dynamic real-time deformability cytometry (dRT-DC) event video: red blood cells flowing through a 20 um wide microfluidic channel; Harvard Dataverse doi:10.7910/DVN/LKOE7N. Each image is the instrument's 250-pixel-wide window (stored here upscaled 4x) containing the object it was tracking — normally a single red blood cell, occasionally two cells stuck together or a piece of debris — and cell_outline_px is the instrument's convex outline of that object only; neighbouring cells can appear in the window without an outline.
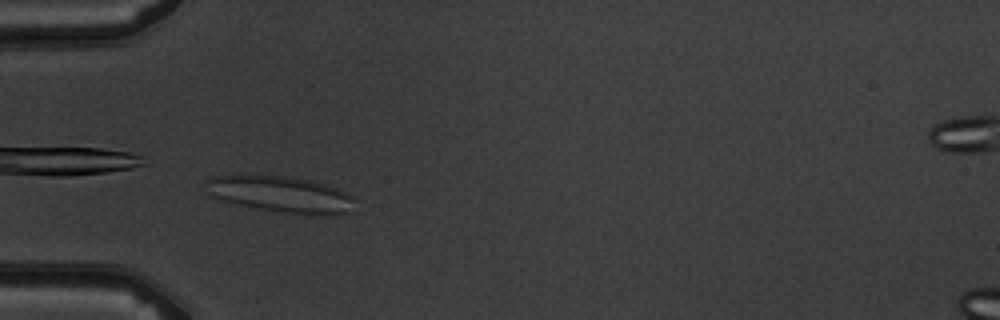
{"species": "common noctule bat (a hibernating species)", "species_latin": "Nyctalus noctula", "temperature_condition": "warm", "stored_images_in_passage": 7, "camera_frame_rate_fps": 3000, "um_per_image_px": 0.085, "animal": {"sex": "male", "body_mass_g": 19.5, "forearm_length_mm": 54.6}, "frame": {"image": 1, "passage_image": 3, "time_ms": 2.333, "image_size_px": [1000, 320], "cell_outline_px": [[356, 212], [284, 212], [240, 204], [208, 196], [204, 180], [216, 176], [288, 176], [308, 180], [324, 184], [348, 192], [352, 196]], "centroid_in_image_um": [23.83, 16.47], "position_along_channel_um": 61.2, "area_um2": 30.23}}
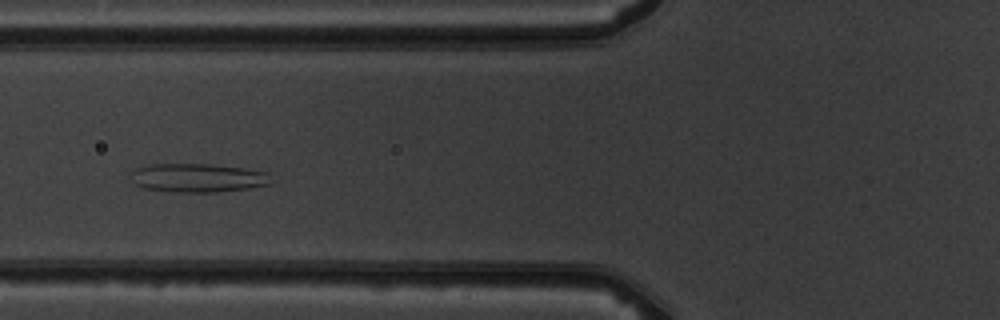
{"frame": {"image": 2, "passage_image": 4, "time_ms": 3.667, "image_size_px": [1000, 320], "cell_outline_px": [[272, 184], [248, 188], [216, 192], [172, 192], [144, 188], [136, 184], [132, 180], [132, 172], [136, 168], [148, 164], [212, 164], [244, 168], [268, 172]], "centroid_in_image_um": [16.83, 15.11], "position_along_channel_um": 109.0, "area_um2": 23.52}}
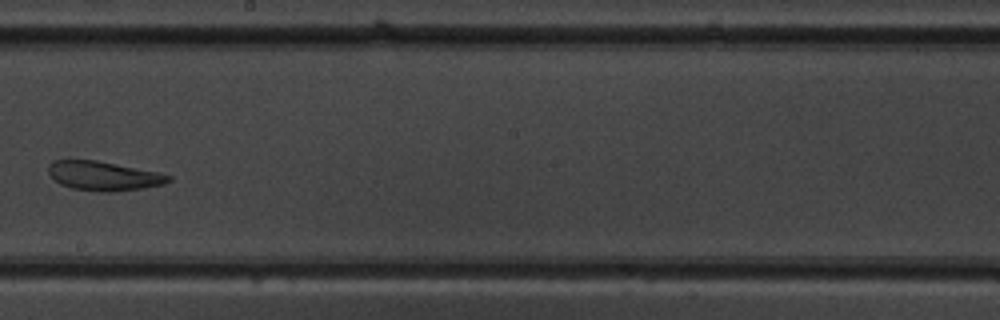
{"frame": {"image": 3, "passage_image": 7, "time_ms": 7.0, "image_size_px": [1000, 320], "cell_outline_px": [[172, 180], [164, 184], [144, 188], [108, 192], [100, 192], [72, 188], [60, 184], [48, 172], [48, 164], [52, 160], [96, 160], [156, 172], [172, 176]], "centroid_in_image_um": [8.79, 14.95], "position_along_channel_um": 239.4, "area_um2": 20.29}}